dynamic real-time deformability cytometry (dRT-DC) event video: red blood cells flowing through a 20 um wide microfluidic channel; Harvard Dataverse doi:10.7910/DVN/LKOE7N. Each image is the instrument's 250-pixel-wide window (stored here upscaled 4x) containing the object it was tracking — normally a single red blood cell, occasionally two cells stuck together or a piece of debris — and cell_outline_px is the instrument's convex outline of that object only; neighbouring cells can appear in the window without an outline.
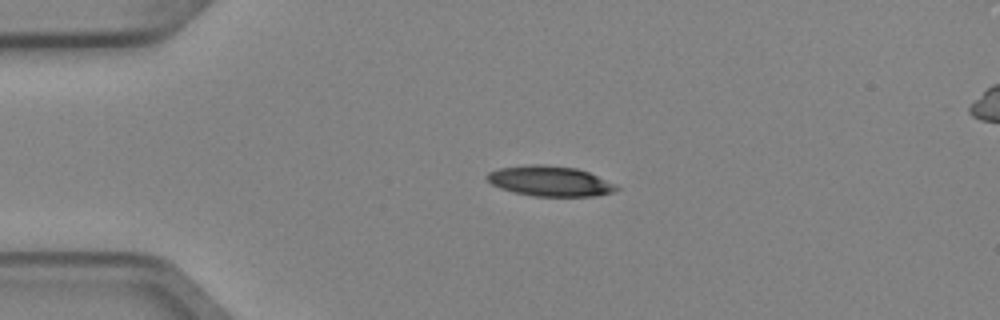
{"species": "Egyptian fruit bat (a non-hibernating species)", "species_latin": "Rousettus aegyptiacus", "temperature_condition": "cold", "stored_images_in_passage": 6, "segment_of_instrument_passage": [1, 2], "camera_frame_rate_fps": 3000, "um_per_image_px": 0.085, "animal": {"sex": "female"}, "frame": {"image": 1, "passage_image": 4, "time_ms": 1.0, "image_size_px": [1000, 320], "cell_outline_px": [[620, 188], [612, 192], [596, 196], [536, 196], [516, 192], [500, 188], [492, 184], [484, 176], [488, 172], [500, 168], [528, 164], [544, 164], [576, 168], [588, 172], [616, 184]], "centroid_in_image_um": [46.74, 15.38], "position_along_channel_um": 38.3, "area_um2": 22.72}}